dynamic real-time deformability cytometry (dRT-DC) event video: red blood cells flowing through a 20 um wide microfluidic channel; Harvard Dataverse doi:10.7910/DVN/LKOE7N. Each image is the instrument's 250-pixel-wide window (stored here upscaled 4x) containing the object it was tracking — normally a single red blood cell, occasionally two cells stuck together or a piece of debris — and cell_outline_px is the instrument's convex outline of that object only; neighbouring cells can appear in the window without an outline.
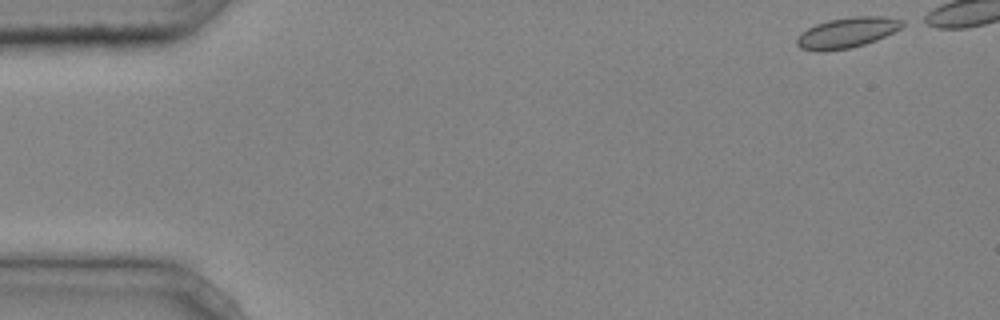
{"species": "common noctule bat (a hibernating species)", "species_latin": "Nyctalus noctula", "temperature_condition": "cold", "stored_images_in_passage": 37, "camera_frame_rate_fps": 3000, "um_per_image_px": 0.085, "animal": {"sex": "male", "body_mass_g": 20.4}, "frame": {"image": 1, "passage_image": 1, "time_ms": 0.0, "image_size_px": [1000, 320], "cell_outline_px": [[904, 24], [900, 28], [876, 40], [864, 44], [848, 48], [824, 52], [816, 52], [800, 48], [796, 44], [796, 36], [800, 32], [816, 24], [828, 20], [852, 16], [880, 16], [904, 20]], "centroid_in_image_um": [71.93, 2.78], "position_along_channel_um": 13.1, "area_um2": 18.79}}
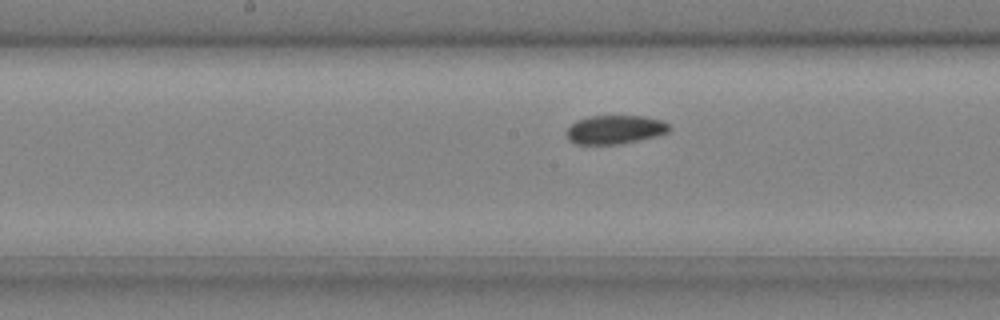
{"frame": {"image": 2, "passage_image": 22, "time_ms": 7.0, "image_size_px": [1000, 320], "cell_outline_px": [[672, 128], [668, 132], [656, 136], [620, 144], [576, 144], [568, 140], [564, 136], [564, 132], [576, 120], [588, 116], [644, 116], [660, 120], [668, 124]], "centroid_in_image_um": [52.22, 11.02], "position_along_channel_um": 196.0, "area_um2": 17.34}}
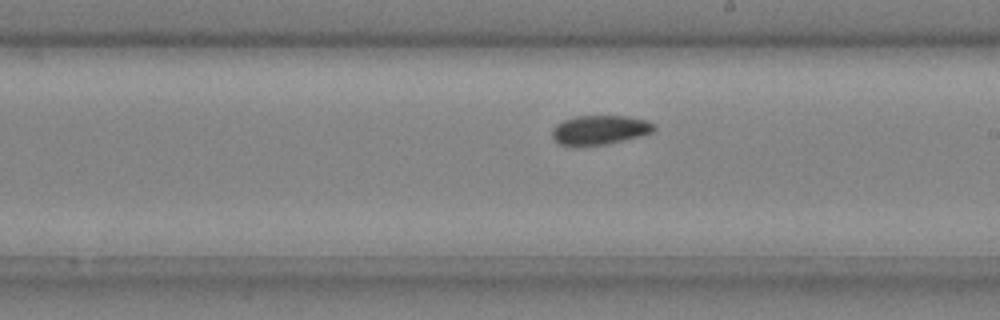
{"frame": {"image": 3, "passage_image": 25, "time_ms": 8.0, "image_size_px": [1000, 320], "cell_outline_px": [[656, 128], [652, 132], [640, 136], [608, 144], [576, 148], [572, 148], [560, 144], [552, 140], [552, 128], [556, 124], [564, 120], [576, 116], [628, 116], [644, 120], [652, 124]], "centroid_in_image_um": [50.89, 11.08], "position_along_channel_um": 238.1, "area_um2": 17.8}}